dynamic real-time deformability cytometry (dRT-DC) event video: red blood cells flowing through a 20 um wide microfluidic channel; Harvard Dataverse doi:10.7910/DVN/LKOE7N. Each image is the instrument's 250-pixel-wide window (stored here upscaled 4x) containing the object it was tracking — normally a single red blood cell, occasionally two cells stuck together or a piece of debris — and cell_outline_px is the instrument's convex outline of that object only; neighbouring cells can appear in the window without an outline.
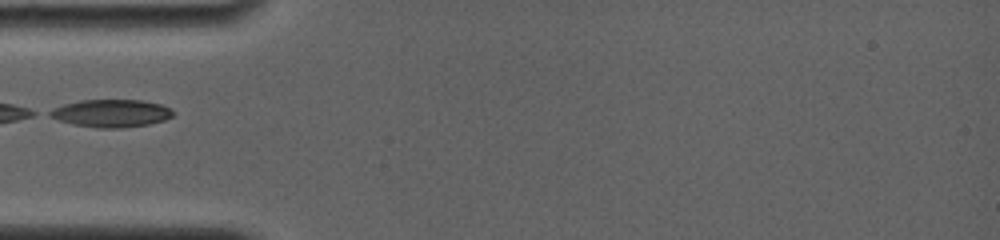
{"species": "common noctule bat (a hibernating species)", "species_latin": "Nyctalus noctula", "temperature_condition": "room temperature", "stored_images_in_passage": 8, "camera_frame_rate_fps": 4000, "um_per_image_px": 0.085, "animal": {"sex": "female", "body_mass_g": 19.0, "forearm_length_mm": 56.7}, "frame": {"image": 1, "passage_image": 1, "time_ms": 0.0, "image_size_px": [1000, 240], "cell_outline_px": [[176, 112], [172, 116], [164, 120], [148, 124], [120, 128], [96, 128], [72, 124], [48, 116], [44, 112], [52, 108], [64, 104], [80, 100], [140, 100], [160, 104]], "centroid_in_image_um": [9.39, 9.63], "position_along_channel_um": 75.6, "area_um2": 19.94}}
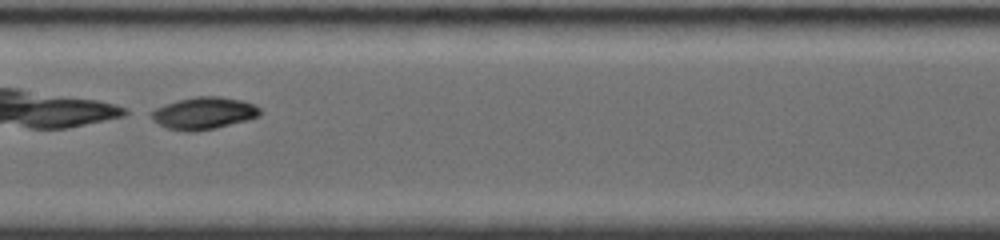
{"frame": {"image": 2, "passage_image": 6, "time_ms": 3.0, "image_size_px": [1000, 240], "cell_outline_px": [[260, 116], [248, 120], [216, 128], [192, 132], [188, 132], [168, 128], [152, 120], [148, 116], [148, 112], [164, 104], [176, 100], [196, 96], [220, 96], [240, 100], [256, 104], [260, 108]], "centroid_in_image_um": [17.3, 9.61], "position_along_channel_um": 190.1, "area_um2": 20.63}}
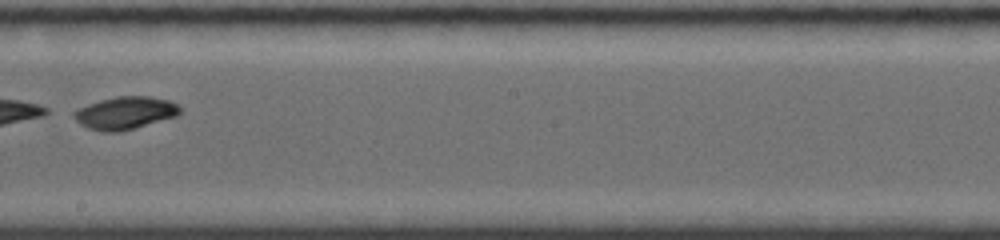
{"frame": {"image": 3, "passage_image": 8, "time_ms": 4.25, "image_size_px": [1000, 240], "cell_outline_px": [[180, 112], [176, 116], [120, 132], [100, 132], [88, 128], [80, 124], [72, 116], [72, 112], [88, 104], [100, 100], [116, 96], [148, 96], [168, 100], [176, 104], [180, 108]], "centroid_in_image_um": [10.59, 9.6], "position_along_channel_um": 237.6, "area_um2": 20.06}}